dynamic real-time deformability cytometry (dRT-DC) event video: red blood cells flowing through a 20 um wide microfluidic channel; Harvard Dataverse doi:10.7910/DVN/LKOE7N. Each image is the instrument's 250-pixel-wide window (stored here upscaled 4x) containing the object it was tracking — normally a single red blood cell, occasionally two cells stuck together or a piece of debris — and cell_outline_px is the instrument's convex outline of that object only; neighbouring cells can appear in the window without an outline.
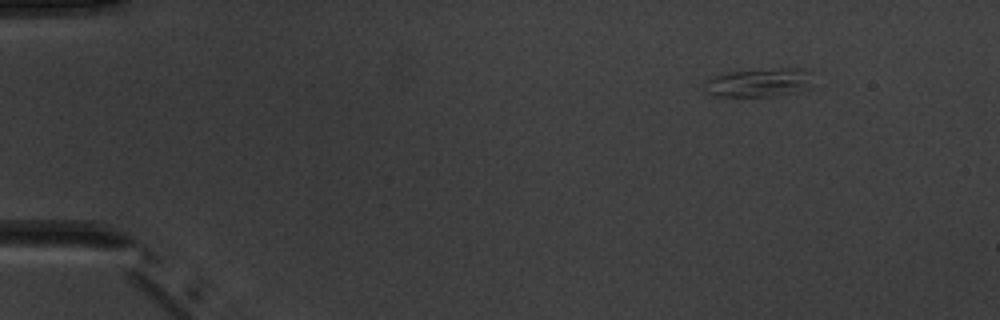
{"species": "common noctule bat (a hibernating species)", "species_latin": "Nyctalus noctula", "temperature_condition": "warm", "stored_images_in_passage": 6, "camera_frame_rate_fps": 3000, "um_per_image_px": 0.085, "animal": {"sex": "male", "body_mass_g": 20.1, "forearm_length_mm": 53.5}, "frame": {"image": 1, "passage_image": 6, "time_ms": 6.0, "image_size_px": [1000, 320], "cell_outline_px": [[812, 72], [808, 88], [796, 92], [780, 96], [716, 96], [708, 92], [704, 88], [704, 80], [724, 72], [780, 68], [804, 68]], "centroid_in_image_um": [64.52, 7.01], "position_along_channel_um": 20.5, "area_um2": 18.26}}